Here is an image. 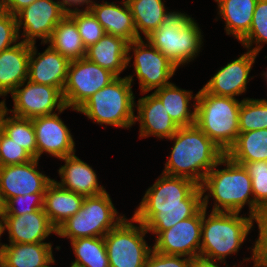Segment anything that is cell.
I'll list each match as a JSON object with an SVG mask.
<instances>
[{"instance_id":"1","label":"cell","mask_w":267,"mask_h":267,"mask_svg":"<svg viewBox=\"0 0 267 267\" xmlns=\"http://www.w3.org/2000/svg\"><path fill=\"white\" fill-rule=\"evenodd\" d=\"M202 207L198 184L185 177L161 173L145 191L133 216L156 238L176 223L193 217Z\"/></svg>"},{"instance_id":"2","label":"cell","mask_w":267,"mask_h":267,"mask_svg":"<svg viewBox=\"0 0 267 267\" xmlns=\"http://www.w3.org/2000/svg\"><path fill=\"white\" fill-rule=\"evenodd\" d=\"M162 173L185 177L199 186L207 173L226 155L196 124L179 127Z\"/></svg>"},{"instance_id":"3","label":"cell","mask_w":267,"mask_h":267,"mask_svg":"<svg viewBox=\"0 0 267 267\" xmlns=\"http://www.w3.org/2000/svg\"><path fill=\"white\" fill-rule=\"evenodd\" d=\"M200 187L204 209H208L209 198H212L214 205H211L210 211L240 213L247 205L248 215L254 218L251 177L243 165L232 161L227 155L207 173Z\"/></svg>"},{"instance_id":"4","label":"cell","mask_w":267,"mask_h":267,"mask_svg":"<svg viewBox=\"0 0 267 267\" xmlns=\"http://www.w3.org/2000/svg\"><path fill=\"white\" fill-rule=\"evenodd\" d=\"M208 213L202 207L199 257L227 264L226 258L238 254L244 242L249 239L247 237L255 227L254 218L246 216L247 213L245 215L214 211Z\"/></svg>"},{"instance_id":"5","label":"cell","mask_w":267,"mask_h":267,"mask_svg":"<svg viewBox=\"0 0 267 267\" xmlns=\"http://www.w3.org/2000/svg\"><path fill=\"white\" fill-rule=\"evenodd\" d=\"M201 31L193 17L170 10L159 28L145 39L178 68L194 61L202 52L204 35Z\"/></svg>"},{"instance_id":"6","label":"cell","mask_w":267,"mask_h":267,"mask_svg":"<svg viewBox=\"0 0 267 267\" xmlns=\"http://www.w3.org/2000/svg\"><path fill=\"white\" fill-rule=\"evenodd\" d=\"M129 79L117 77L93 94L78 110L93 123L115 128L130 129L135 119V95ZM105 124V125H104Z\"/></svg>"},{"instance_id":"7","label":"cell","mask_w":267,"mask_h":267,"mask_svg":"<svg viewBox=\"0 0 267 267\" xmlns=\"http://www.w3.org/2000/svg\"><path fill=\"white\" fill-rule=\"evenodd\" d=\"M242 100L198 91L195 124L226 154L239 134Z\"/></svg>"},{"instance_id":"8","label":"cell","mask_w":267,"mask_h":267,"mask_svg":"<svg viewBox=\"0 0 267 267\" xmlns=\"http://www.w3.org/2000/svg\"><path fill=\"white\" fill-rule=\"evenodd\" d=\"M126 215L118 213L106 191L85 197L81 209L57 228V236L75 240L85 237H104Z\"/></svg>"},{"instance_id":"9","label":"cell","mask_w":267,"mask_h":267,"mask_svg":"<svg viewBox=\"0 0 267 267\" xmlns=\"http://www.w3.org/2000/svg\"><path fill=\"white\" fill-rule=\"evenodd\" d=\"M146 234L145 226L133 215L123 218L104 236L110 267H144L153 249Z\"/></svg>"},{"instance_id":"10","label":"cell","mask_w":267,"mask_h":267,"mask_svg":"<svg viewBox=\"0 0 267 267\" xmlns=\"http://www.w3.org/2000/svg\"><path fill=\"white\" fill-rule=\"evenodd\" d=\"M127 57V67H131V59L133 60L134 74L127 75L126 77L132 85L135 79L134 75L138 79L141 92L139 95L148 94L152 90L171 84L170 79L179 69L145 38L144 40L142 38L128 44Z\"/></svg>"},{"instance_id":"11","label":"cell","mask_w":267,"mask_h":267,"mask_svg":"<svg viewBox=\"0 0 267 267\" xmlns=\"http://www.w3.org/2000/svg\"><path fill=\"white\" fill-rule=\"evenodd\" d=\"M116 78L114 73L89 61L86 57L71 61L62 91L66 106L77 112L93 94Z\"/></svg>"},{"instance_id":"12","label":"cell","mask_w":267,"mask_h":267,"mask_svg":"<svg viewBox=\"0 0 267 267\" xmlns=\"http://www.w3.org/2000/svg\"><path fill=\"white\" fill-rule=\"evenodd\" d=\"M13 109H8L6 102L0 105L13 116L32 119L51 115L66 107L63 92L45 84L25 80L12 93Z\"/></svg>"},{"instance_id":"13","label":"cell","mask_w":267,"mask_h":267,"mask_svg":"<svg viewBox=\"0 0 267 267\" xmlns=\"http://www.w3.org/2000/svg\"><path fill=\"white\" fill-rule=\"evenodd\" d=\"M67 14L68 10L59 0L34 1L15 15L20 41L36 44V40L41 39V45H45Z\"/></svg>"},{"instance_id":"14","label":"cell","mask_w":267,"mask_h":267,"mask_svg":"<svg viewBox=\"0 0 267 267\" xmlns=\"http://www.w3.org/2000/svg\"><path fill=\"white\" fill-rule=\"evenodd\" d=\"M39 159L0 168V197L5 205L11 198L25 194L45 193L53 181L39 171Z\"/></svg>"},{"instance_id":"15","label":"cell","mask_w":267,"mask_h":267,"mask_svg":"<svg viewBox=\"0 0 267 267\" xmlns=\"http://www.w3.org/2000/svg\"><path fill=\"white\" fill-rule=\"evenodd\" d=\"M66 109L72 110L66 106L57 113L32 118L37 142V159L40 160L44 153L57 159L76 153L74 135L59 117Z\"/></svg>"},{"instance_id":"16","label":"cell","mask_w":267,"mask_h":267,"mask_svg":"<svg viewBox=\"0 0 267 267\" xmlns=\"http://www.w3.org/2000/svg\"><path fill=\"white\" fill-rule=\"evenodd\" d=\"M202 208L190 218L162 231L155 239L153 250L167 255L199 257L201 246Z\"/></svg>"},{"instance_id":"17","label":"cell","mask_w":267,"mask_h":267,"mask_svg":"<svg viewBox=\"0 0 267 267\" xmlns=\"http://www.w3.org/2000/svg\"><path fill=\"white\" fill-rule=\"evenodd\" d=\"M257 56V54L247 50V52L216 70V73L202 88L213 95L237 99L236 96L247 92V84L254 78V76L249 75Z\"/></svg>"},{"instance_id":"18","label":"cell","mask_w":267,"mask_h":267,"mask_svg":"<svg viewBox=\"0 0 267 267\" xmlns=\"http://www.w3.org/2000/svg\"><path fill=\"white\" fill-rule=\"evenodd\" d=\"M134 122H139V138L169 139L179 126L169 116L161 100L152 92L135 103Z\"/></svg>"},{"instance_id":"19","label":"cell","mask_w":267,"mask_h":267,"mask_svg":"<svg viewBox=\"0 0 267 267\" xmlns=\"http://www.w3.org/2000/svg\"><path fill=\"white\" fill-rule=\"evenodd\" d=\"M47 48L38 52L37 45L31 44L28 80L45 84L63 91L70 61L46 43Z\"/></svg>"},{"instance_id":"20","label":"cell","mask_w":267,"mask_h":267,"mask_svg":"<svg viewBox=\"0 0 267 267\" xmlns=\"http://www.w3.org/2000/svg\"><path fill=\"white\" fill-rule=\"evenodd\" d=\"M3 222L9 243H40L51 234H57L44 209L22 215H3Z\"/></svg>"},{"instance_id":"21","label":"cell","mask_w":267,"mask_h":267,"mask_svg":"<svg viewBox=\"0 0 267 267\" xmlns=\"http://www.w3.org/2000/svg\"><path fill=\"white\" fill-rule=\"evenodd\" d=\"M64 165L57 170L60 181L53 179L62 188L85 197L97 196L106 192L97 177V172L75 154L59 159Z\"/></svg>"},{"instance_id":"22","label":"cell","mask_w":267,"mask_h":267,"mask_svg":"<svg viewBox=\"0 0 267 267\" xmlns=\"http://www.w3.org/2000/svg\"><path fill=\"white\" fill-rule=\"evenodd\" d=\"M101 2L93 0L87 8L103 26L105 34L122 37L129 43L138 40L134 18L127 1L121 0L119 4L107 0Z\"/></svg>"},{"instance_id":"23","label":"cell","mask_w":267,"mask_h":267,"mask_svg":"<svg viewBox=\"0 0 267 267\" xmlns=\"http://www.w3.org/2000/svg\"><path fill=\"white\" fill-rule=\"evenodd\" d=\"M30 50L31 44L19 41L0 53V97H3L0 103L28 80Z\"/></svg>"},{"instance_id":"24","label":"cell","mask_w":267,"mask_h":267,"mask_svg":"<svg viewBox=\"0 0 267 267\" xmlns=\"http://www.w3.org/2000/svg\"><path fill=\"white\" fill-rule=\"evenodd\" d=\"M3 267H48L56 264L51 242L6 243L0 254Z\"/></svg>"},{"instance_id":"25","label":"cell","mask_w":267,"mask_h":267,"mask_svg":"<svg viewBox=\"0 0 267 267\" xmlns=\"http://www.w3.org/2000/svg\"><path fill=\"white\" fill-rule=\"evenodd\" d=\"M128 44L122 37L105 34L97 43L87 48L86 58L120 77L127 69Z\"/></svg>"},{"instance_id":"26","label":"cell","mask_w":267,"mask_h":267,"mask_svg":"<svg viewBox=\"0 0 267 267\" xmlns=\"http://www.w3.org/2000/svg\"><path fill=\"white\" fill-rule=\"evenodd\" d=\"M153 93L161 100L165 110L179 127L195 124L198 92L193 95L192 90L181 89L171 83L154 90Z\"/></svg>"},{"instance_id":"27","label":"cell","mask_w":267,"mask_h":267,"mask_svg":"<svg viewBox=\"0 0 267 267\" xmlns=\"http://www.w3.org/2000/svg\"><path fill=\"white\" fill-rule=\"evenodd\" d=\"M84 199L85 196L64 189L53 180L46 188L43 209L57 229L81 209Z\"/></svg>"},{"instance_id":"28","label":"cell","mask_w":267,"mask_h":267,"mask_svg":"<svg viewBox=\"0 0 267 267\" xmlns=\"http://www.w3.org/2000/svg\"><path fill=\"white\" fill-rule=\"evenodd\" d=\"M217 17L224 21L226 35L240 41L250 30L253 13L258 0H214Z\"/></svg>"},{"instance_id":"29","label":"cell","mask_w":267,"mask_h":267,"mask_svg":"<svg viewBox=\"0 0 267 267\" xmlns=\"http://www.w3.org/2000/svg\"><path fill=\"white\" fill-rule=\"evenodd\" d=\"M49 44L70 62L86 57V50L76 23L66 15L54 28Z\"/></svg>"},{"instance_id":"30","label":"cell","mask_w":267,"mask_h":267,"mask_svg":"<svg viewBox=\"0 0 267 267\" xmlns=\"http://www.w3.org/2000/svg\"><path fill=\"white\" fill-rule=\"evenodd\" d=\"M134 18L138 39L157 30L163 23L168 7L165 0H126Z\"/></svg>"},{"instance_id":"31","label":"cell","mask_w":267,"mask_h":267,"mask_svg":"<svg viewBox=\"0 0 267 267\" xmlns=\"http://www.w3.org/2000/svg\"><path fill=\"white\" fill-rule=\"evenodd\" d=\"M226 155L234 162L267 161V129L239 133Z\"/></svg>"},{"instance_id":"32","label":"cell","mask_w":267,"mask_h":267,"mask_svg":"<svg viewBox=\"0 0 267 267\" xmlns=\"http://www.w3.org/2000/svg\"><path fill=\"white\" fill-rule=\"evenodd\" d=\"M74 267H110L104 237H85L71 240Z\"/></svg>"},{"instance_id":"33","label":"cell","mask_w":267,"mask_h":267,"mask_svg":"<svg viewBox=\"0 0 267 267\" xmlns=\"http://www.w3.org/2000/svg\"><path fill=\"white\" fill-rule=\"evenodd\" d=\"M3 127L8 137L37 159V142L32 119L13 116L3 108Z\"/></svg>"},{"instance_id":"34","label":"cell","mask_w":267,"mask_h":267,"mask_svg":"<svg viewBox=\"0 0 267 267\" xmlns=\"http://www.w3.org/2000/svg\"><path fill=\"white\" fill-rule=\"evenodd\" d=\"M238 123L239 133L267 129V99L243 98Z\"/></svg>"},{"instance_id":"35","label":"cell","mask_w":267,"mask_h":267,"mask_svg":"<svg viewBox=\"0 0 267 267\" xmlns=\"http://www.w3.org/2000/svg\"><path fill=\"white\" fill-rule=\"evenodd\" d=\"M239 42L246 50L257 55L262 50L263 44H267V0L257 1L250 30Z\"/></svg>"},{"instance_id":"36","label":"cell","mask_w":267,"mask_h":267,"mask_svg":"<svg viewBox=\"0 0 267 267\" xmlns=\"http://www.w3.org/2000/svg\"><path fill=\"white\" fill-rule=\"evenodd\" d=\"M246 169L251 177L254 198V217L267 208V161L236 162Z\"/></svg>"},{"instance_id":"37","label":"cell","mask_w":267,"mask_h":267,"mask_svg":"<svg viewBox=\"0 0 267 267\" xmlns=\"http://www.w3.org/2000/svg\"><path fill=\"white\" fill-rule=\"evenodd\" d=\"M67 15L76 23L86 48L97 43L105 35L103 26L88 8L69 10Z\"/></svg>"},{"instance_id":"38","label":"cell","mask_w":267,"mask_h":267,"mask_svg":"<svg viewBox=\"0 0 267 267\" xmlns=\"http://www.w3.org/2000/svg\"><path fill=\"white\" fill-rule=\"evenodd\" d=\"M44 194H25L11 198L4 205L3 215H22L25 213H31L44 207Z\"/></svg>"},{"instance_id":"39","label":"cell","mask_w":267,"mask_h":267,"mask_svg":"<svg viewBox=\"0 0 267 267\" xmlns=\"http://www.w3.org/2000/svg\"><path fill=\"white\" fill-rule=\"evenodd\" d=\"M0 159L2 166H6L29 162L34 157L4 133L0 143Z\"/></svg>"},{"instance_id":"40","label":"cell","mask_w":267,"mask_h":267,"mask_svg":"<svg viewBox=\"0 0 267 267\" xmlns=\"http://www.w3.org/2000/svg\"><path fill=\"white\" fill-rule=\"evenodd\" d=\"M19 41L16 17L10 13L0 16V53Z\"/></svg>"},{"instance_id":"41","label":"cell","mask_w":267,"mask_h":267,"mask_svg":"<svg viewBox=\"0 0 267 267\" xmlns=\"http://www.w3.org/2000/svg\"><path fill=\"white\" fill-rule=\"evenodd\" d=\"M191 258L181 255H167L152 249L144 267H188Z\"/></svg>"},{"instance_id":"42","label":"cell","mask_w":267,"mask_h":267,"mask_svg":"<svg viewBox=\"0 0 267 267\" xmlns=\"http://www.w3.org/2000/svg\"><path fill=\"white\" fill-rule=\"evenodd\" d=\"M248 250H250L251 252V256L250 257H244L243 258V261H241L238 266L236 265V263L232 266V267H240V266H243L241 264H243L242 262H251V263H254V246H251L249 248H247ZM221 264L222 266L225 265V267H230L229 264H223V263H220V262H216L214 260H208V259H205V258H202V257H196V258H191L190 261H189V264H188V267H221ZM224 267V266H223Z\"/></svg>"},{"instance_id":"43","label":"cell","mask_w":267,"mask_h":267,"mask_svg":"<svg viewBox=\"0 0 267 267\" xmlns=\"http://www.w3.org/2000/svg\"><path fill=\"white\" fill-rule=\"evenodd\" d=\"M254 223L257 224L258 236L253 242H267V208L254 217Z\"/></svg>"},{"instance_id":"44","label":"cell","mask_w":267,"mask_h":267,"mask_svg":"<svg viewBox=\"0 0 267 267\" xmlns=\"http://www.w3.org/2000/svg\"><path fill=\"white\" fill-rule=\"evenodd\" d=\"M253 267H267V242H254Z\"/></svg>"},{"instance_id":"45","label":"cell","mask_w":267,"mask_h":267,"mask_svg":"<svg viewBox=\"0 0 267 267\" xmlns=\"http://www.w3.org/2000/svg\"><path fill=\"white\" fill-rule=\"evenodd\" d=\"M36 0H7L8 13L16 15L19 11L29 6Z\"/></svg>"},{"instance_id":"46","label":"cell","mask_w":267,"mask_h":267,"mask_svg":"<svg viewBox=\"0 0 267 267\" xmlns=\"http://www.w3.org/2000/svg\"><path fill=\"white\" fill-rule=\"evenodd\" d=\"M93 0H59V2L69 11L72 9L87 8ZM85 5V6H84ZM84 6V7H83ZM73 7V8H72Z\"/></svg>"},{"instance_id":"47","label":"cell","mask_w":267,"mask_h":267,"mask_svg":"<svg viewBox=\"0 0 267 267\" xmlns=\"http://www.w3.org/2000/svg\"><path fill=\"white\" fill-rule=\"evenodd\" d=\"M4 134V127H3V107L0 105V143L2 136ZM2 167L1 159H0V168Z\"/></svg>"},{"instance_id":"48","label":"cell","mask_w":267,"mask_h":267,"mask_svg":"<svg viewBox=\"0 0 267 267\" xmlns=\"http://www.w3.org/2000/svg\"><path fill=\"white\" fill-rule=\"evenodd\" d=\"M8 13L7 0H0V16Z\"/></svg>"},{"instance_id":"49","label":"cell","mask_w":267,"mask_h":267,"mask_svg":"<svg viewBox=\"0 0 267 267\" xmlns=\"http://www.w3.org/2000/svg\"><path fill=\"white\" fill-rule=\"evenodd\" d=\"M3 233H5L4 222H3V218H0V241H1V236L3 235ZM4 246H5V243L0 242V254Z\"/></svg>"},{"instance_id":"50","label":"cell","mask_w":267,"mask_h":267,"mask_svg":"<svg viewBox=\"0 0 267 267\" xmlns=\"http://www.w3.org/2000/svg\"><path fill=\"white\" fill-rule=\"evenodd\" d=\"M3 214H4V204L0 197V218H3Z\"/></svg>"},{"instance_id":"51","label":"cell","mask_w":267,"mask_h":267,"mask_svg":"<svg viewBox=\"0 0 267 267\" xmlns=\"http://www.w3.org/2000/svg\"><path fill=\"white\" fill-rule=\"evenodd\" d=\"M263 74L261 73L260 75L264 76V79L266 81V85H267V70L266 71H262Z\"/></svg>"}]
</instances>
